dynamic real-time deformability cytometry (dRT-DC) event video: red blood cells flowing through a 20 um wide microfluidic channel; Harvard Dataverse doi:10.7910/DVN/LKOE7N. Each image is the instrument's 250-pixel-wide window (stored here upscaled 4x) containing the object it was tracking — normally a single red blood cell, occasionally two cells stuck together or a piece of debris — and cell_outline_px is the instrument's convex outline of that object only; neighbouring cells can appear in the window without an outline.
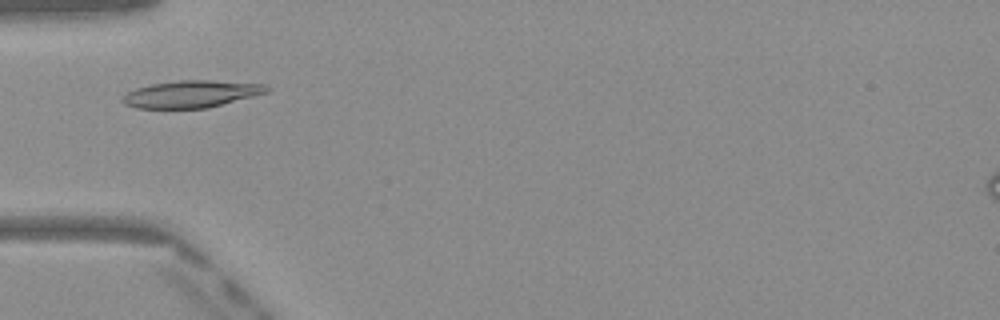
{"species": "Egyptian fruit bat (a non-hibernating species)", "species_latin": "Rousettus aegyptiacus", "temperature_condition": "warm", "stored_images_in_passage": 41, "camera_frame_rate_fps": 3000, "um_per_image_px": 0.085, "frame": {"image": 1, "passage_image": 8, "time_ms": 2.333, "image_size_px": [1000, 320], "cell_outline_px": [[272, 88], [268, 92], [208, 108], [136, 108], [124, 104], [120, 100], [120, 96], [136, 88], [152, 84], [180, 80], [208, 80], [268, 84]], "centroid_in_image_um": [16.27, 7.99], "position_along_channel_um": 68.7, "area_um2": 22.89}}
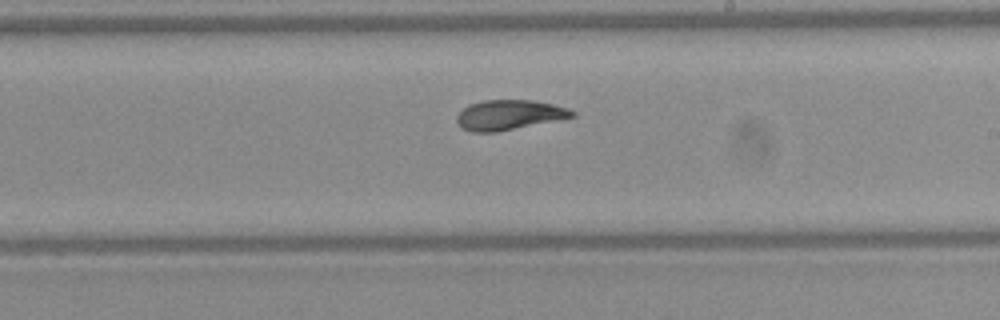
{"frame": {"image": 2, "passage_image": 21, "time_ms": 6.667, "image_size_px": [1000, 320], "cell_outline_px": [[576, 116], [560, 120], [496, 132], [472, 132], [460, 128], [456, 120], [456, 116], [468, 104], [484, 100], [532, 100], [552, 104], [568, 108], [576, 112]], "centroid_in_image_um": [43.28, 9.77], "position_along_channel_um": 245.7, "area_um2": 20.29}}
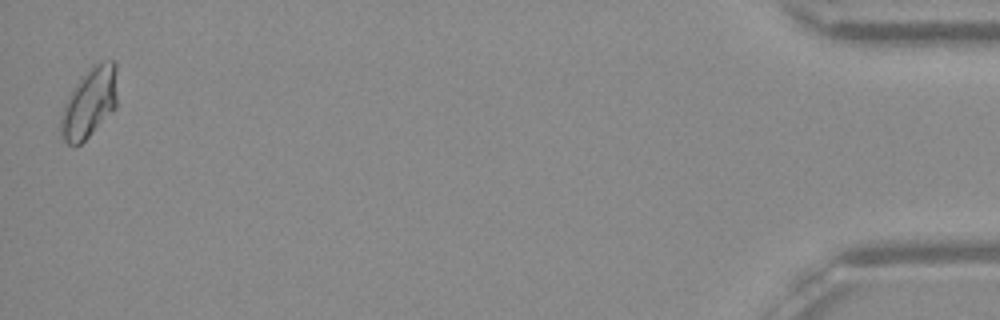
{"frame": {"image": 3, "passage_image": 41, "time_ms": 13.333, "image_size_px": [1000, 320], "cell_outline_px": [[116, 108], [80, 144], [68, 144], [64, 140], [60, 132], [60, 116], [64, 104], [76, 84], [88, 68], [92, 64], [104, 60], [112, 60], [116, 64]], "centroid_in_image_um": [7.6, 8.7], "position_along_channel_um": 427.6, "area_um2": 22.83}, "authors_computed_cell_mechanics": {"area_um2": 20.5768, "velocity_mm_per_s": 4.0665, "shape_relaxation_time_tau1_ms": 9.3106, "shape_relaxation_time_tau2_ms": 1.3335, "deformation_change_tau1": 0.2273, "deformation_change_tau2": 0.04}}